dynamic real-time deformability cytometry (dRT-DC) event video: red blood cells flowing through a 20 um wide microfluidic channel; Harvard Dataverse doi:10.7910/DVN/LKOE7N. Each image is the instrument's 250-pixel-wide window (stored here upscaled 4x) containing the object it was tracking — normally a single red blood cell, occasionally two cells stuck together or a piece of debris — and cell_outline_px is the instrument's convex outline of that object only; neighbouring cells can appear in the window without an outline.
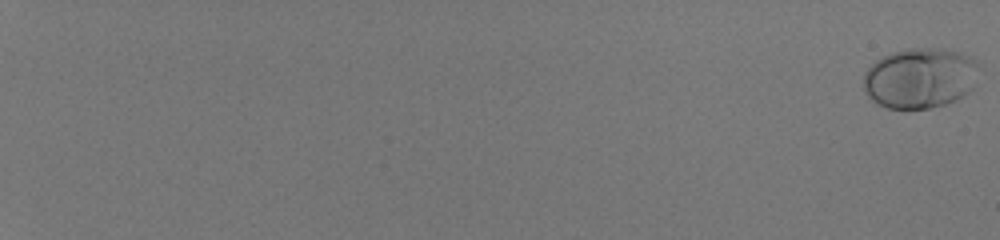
{"species": "human", "species_latin": "Homo sapiens", "temperature_condition": "room temperature", "stored_images_in_passage": 57, "camera_frame_rate_fps": 3000, "um_per_image_px": 0.085, "donor": {"sex": "male"}, "frame": {"image": 1, "passage_image": 1, "time_ms": 0.0, "image_size_px": [1000, 240], "cell_outline_px": [[976, 64], [972, 88], [964, 96], [956, 100], [944, 104], [928, 108], [888, 108], [876, 104], [868, 96], [864, 88], [864, 72], [876, 60], [892, 52], [908, 48], [932, 48], [960, 52], [976, 60]], "centroid_in_image_um": [78.15, 6.64], "position_along_channel_um": 6.8, "area_um2": 40.23}}
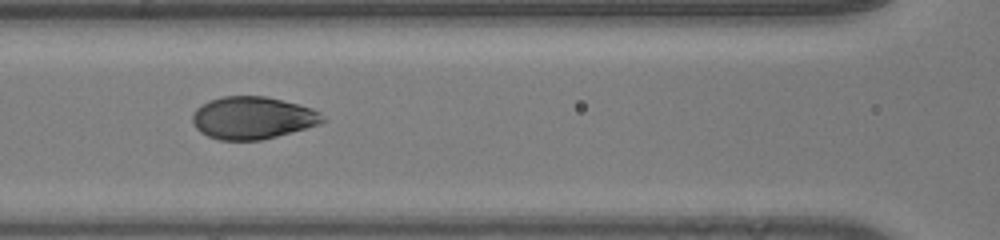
{"frame": {"image": 2, "passage_image": 33, "time_ms": 10.667, "image_size_px": [1000, 240], "cell_outline_px": [[324, 120], [320, 124], [276, 136], [260, 140], [220, 140], [208, 136], [200, 132], [196, 128], [192, 120], [192, 112], [200, 104], [208, 100], [224, 96], [264, 96], [312, 108], [320, 112]], "centroid_in_image_um": [21.41, 10.01], "position_along_channel_um": 145.2, "area_um2": 32.02}}
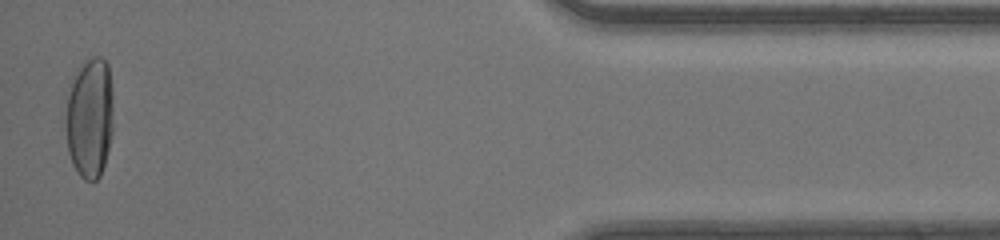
{"frame": {"image": 3, "passage_image": 57, "time_ms": 18.667, "image_size_px": [1000, 240], "cell_outline_px": [[112, 132], [104, 164], [100, 176], [96, 180], [84, 180], [80, 176], [72, 164], [68, 152], [64, 124], [64, 120], [68, 96], [72, 76], [80, 64], [92, 56], [100, 56], [108, 64], [112, 88]], "centroid_in_image_um": [7.6, 9.98], "position_along_channel_um": 427.6, "area_um2": 33.99}, "authors_computed_cell_mechanics": {"area_um2": 33.9864, "velocity_mm_per_s": 4.1318, "shape_relaxation_time_tau1_ms": 4.2926, "shape_relaxation_time_tau2_ms": null, "deformation_change_tau1": 0.208, "deformation_change_tau2": null}}